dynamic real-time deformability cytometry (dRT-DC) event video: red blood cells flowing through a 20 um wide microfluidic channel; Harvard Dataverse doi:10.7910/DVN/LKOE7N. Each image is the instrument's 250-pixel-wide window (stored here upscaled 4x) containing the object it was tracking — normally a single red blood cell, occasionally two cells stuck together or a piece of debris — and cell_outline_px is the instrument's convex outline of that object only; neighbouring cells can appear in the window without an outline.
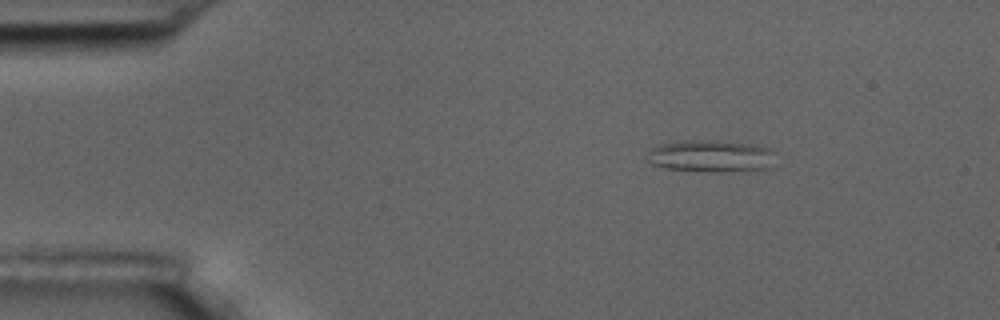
{"species": "common noctule bat (a hibernating species)", "species_latin": "Nyctalus noctula", "temperature_condition": "room temperature", "stored_images_in_passage": 4, "segment_of_instrument_passage": [1, 2], "camera_frame_rate_fps": 3000, "um_per_image_px": 0.085, "animal": {"sex": "male", "body_mass_g": 17.5, "forearm_length_mm": 52.3}, "frame": {"image": 1, "passage_image": 1, "time_ms": 0.0, "image_size_px": [1000, 320], "cell_outline_px": [[776, 152], [772, 168], [732, 172], [712, 172], [664, 168], [652, 164], [648, 160], [652, 148], [660, 144], [684, 140], [716, 140], [752, 144], [768, 148]], "centroid_in_image_um": [60.51, 13.27], "position_along_channel_um": 24.5, "area_um2": 24.28}}